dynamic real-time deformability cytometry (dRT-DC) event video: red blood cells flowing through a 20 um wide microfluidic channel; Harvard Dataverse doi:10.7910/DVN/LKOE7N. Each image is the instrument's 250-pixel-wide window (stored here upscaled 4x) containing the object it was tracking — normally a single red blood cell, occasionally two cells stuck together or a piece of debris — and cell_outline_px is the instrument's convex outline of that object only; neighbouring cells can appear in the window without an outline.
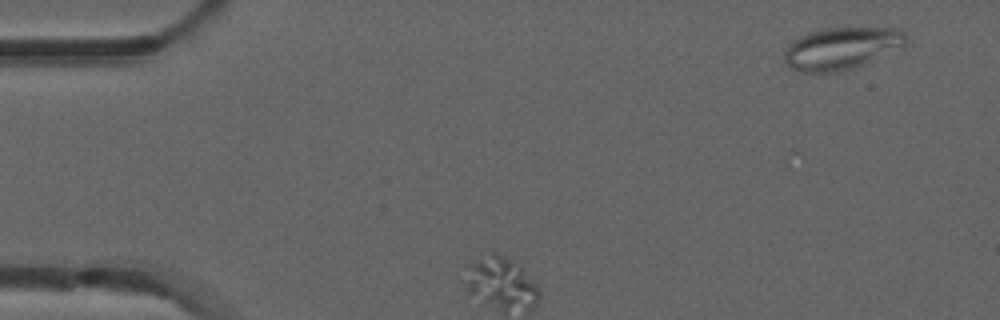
{"species": "common noctule bat (a hibernating species)", "species_latin": "Nyctalus noctula", "temperature_condition": "room temperature", "stored_images_in_passage": 4, "segment_of_instrument_passage": [1, 2], "camera_frame_rate_fps": 3000, "um_per_image_px": 0.085, "animal": {"sex": "male", "forearm_length_mm": 52.5}, "frame": {"image": 1, "passage_image": 1, "time_ms": 0.0, "image_size_px": [1000, 320], "cell_outline_px": [[908, 44], [852, 68], [836, 72], [800, 72], [792, 68], [784, 60], [784, 52], [788, 44], [792, 40], [808, 32], [824, 28], [900, 28], [908, 36]], "centroid_in_image_um": [71.52, 4.09], "position_along_channel_um": 13.5, "area_um2": 29.77}}